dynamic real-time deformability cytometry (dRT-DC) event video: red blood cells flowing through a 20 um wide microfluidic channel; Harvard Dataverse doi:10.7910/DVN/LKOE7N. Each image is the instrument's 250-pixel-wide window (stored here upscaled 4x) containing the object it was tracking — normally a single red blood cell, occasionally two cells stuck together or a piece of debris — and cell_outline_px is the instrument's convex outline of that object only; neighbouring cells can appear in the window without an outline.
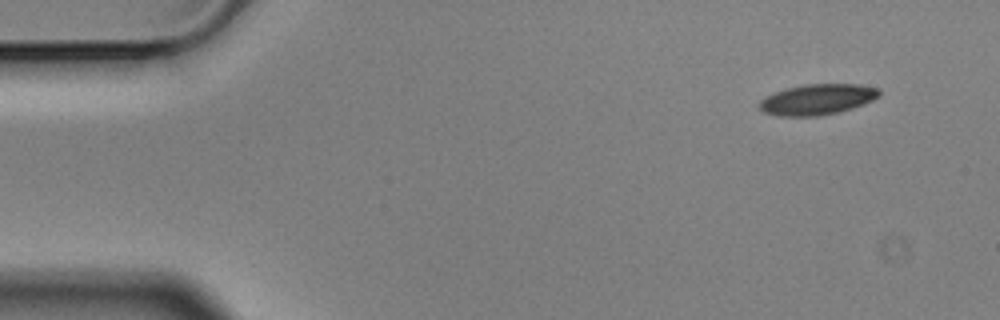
{"species": "Egyptian fruit bat (a non-hibernating species)", "species_latin": "Rousettus aegyptiacus", "temperature_condition": "cold", "stored_images_in_passage": 5, "camera_frame_rate_fps": 3000, "um_per_image_px": 0.085, "animal": {"sex": "male"}, "frame": {"image": 1, "passage_image": 1, "time_ms": 0.0, "image_size_px": [1000, 320], "cell_outline_px": [[880, 96], [864, 104], [852, 108], [820, 116], [780, 116], [764, 112], [760, 108], [760, 100], [776, 92], [788, 88], [804, 84], [860, 84], [880, 88]], "centroid_in_image_um": [69.52, 8.44], "position_along_channel_um": 15.5, "area_um2": 21.27}}
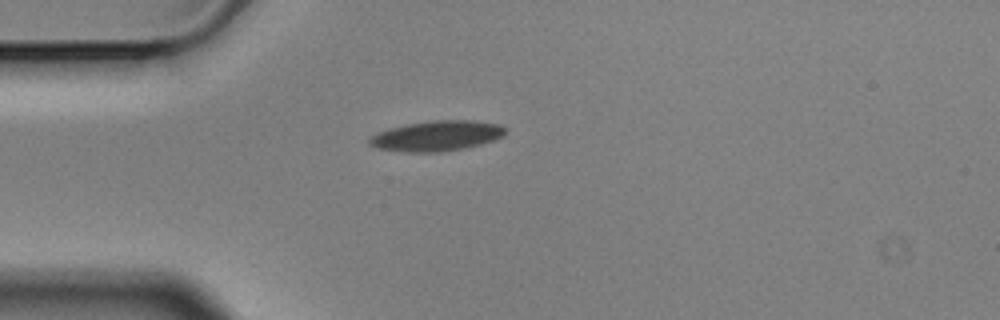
{"frame": {"image": 2, "passage_image": 3, "time_ms": 0.667, "image_size_px": [1000, 320], "cell_outline_px": [[508, 128], [504, 136], [480, 144], [464, 148], [440, 152], [404, 152], [376, 148], [368, 144], [368, 140], [372, 136], [380, 132], [392, 128], [408, 124], [432, 120], [472, 120], [500, 124]], "centroid_in_image_um": [37.16, 11.55], "position_along_channel_um": 47.8, "area_um2": 23.93}}
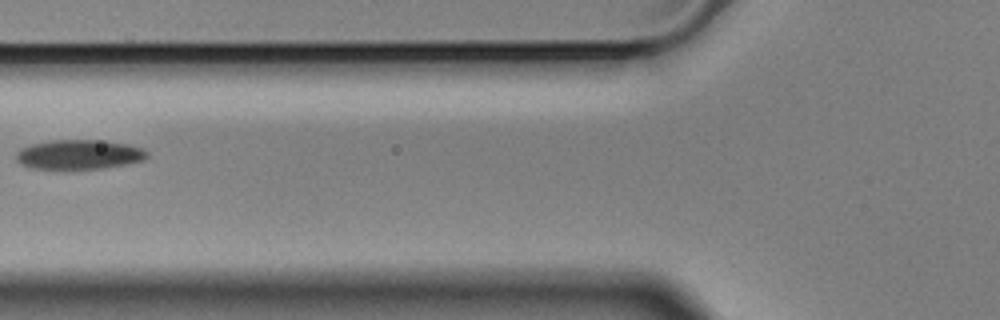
{"frame": {"image": 3, "passage_image": 5, "time_ms": 1.333, "image_size_px": [1000, 320], "cell_outline_px": [[148, 156], [144, 160], [124, 164], [100, 168], [28, 168], [20, 164], [16, 160], [16, 152], [20, 148], [32, 144], [52, 140], [104, 140], [128, 144], [144, 148], [148, 152]], "centroid_in_image_um": [6.71, 13.12], "position_along_channel_um": 119.1, "area_um2": 22.48}}